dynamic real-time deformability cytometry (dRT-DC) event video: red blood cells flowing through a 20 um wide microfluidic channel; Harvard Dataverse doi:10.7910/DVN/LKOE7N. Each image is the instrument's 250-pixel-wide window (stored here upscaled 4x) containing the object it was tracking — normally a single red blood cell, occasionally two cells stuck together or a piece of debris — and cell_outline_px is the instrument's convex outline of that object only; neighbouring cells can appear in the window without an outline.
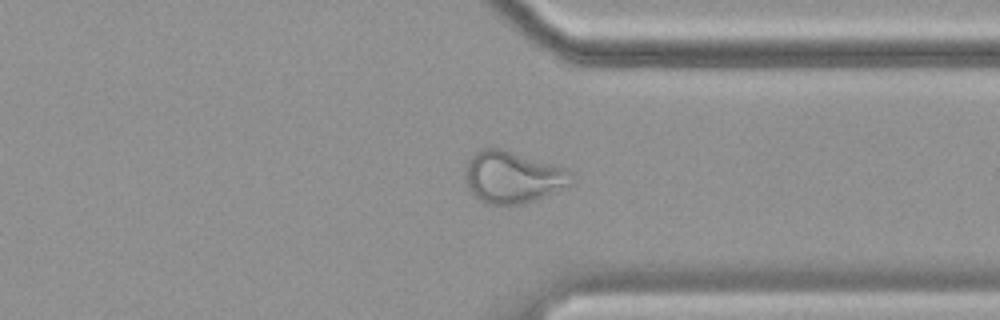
{"species": "common noctule bat (a hibernating species)", "species_latin": "Nyctalus noctula", "temperature_condition": "cold", "stored_images_in_passage": 56, "camera_frame_rate_fps": 3000, "um_per_image_px": 0.085, "animal": {"sex": "female", "body_mass_g": 19.9}, "frame": {"image": 1, "passage_image": 43, "time_ms": 14.0, "image_size_px": [1000, 320], "cell_outline_px": [[572, 184], [536, 200], [524, 204], [488, 204], [480, 200], [468, 188], [464, 180], [464, 168], [468, 160], [476, 152], [484, 148], [500, 148], [568, 168], [572, 172]], "centroid_in_image_um": [43.58, 15.05], "position_along_channel_um": 367.8, "area_um2": 32.25}}
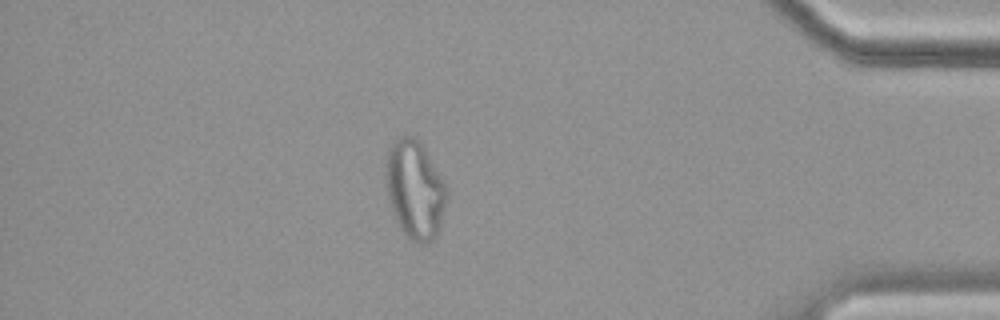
{"frame": {"image": 2, "passage_image": 49, "time_ms": 16.0, "image_size_px": [1000, 320], "cell_outline_px": [[444, 208], [440, 224], [436, 236], [428, 244], [420, 244], [412, 240], [400, 228], [396, 220], [388, 196], [384, 176], [384, 164], [388, 152], [392, 144], [400, 136], [412, 136], [420, 140], [440, 176], [444, 184]], "centroid_in_image_um": [35.21, 16.1], "position_along_channel_um": 400.0, "area_um2": 34.28}}